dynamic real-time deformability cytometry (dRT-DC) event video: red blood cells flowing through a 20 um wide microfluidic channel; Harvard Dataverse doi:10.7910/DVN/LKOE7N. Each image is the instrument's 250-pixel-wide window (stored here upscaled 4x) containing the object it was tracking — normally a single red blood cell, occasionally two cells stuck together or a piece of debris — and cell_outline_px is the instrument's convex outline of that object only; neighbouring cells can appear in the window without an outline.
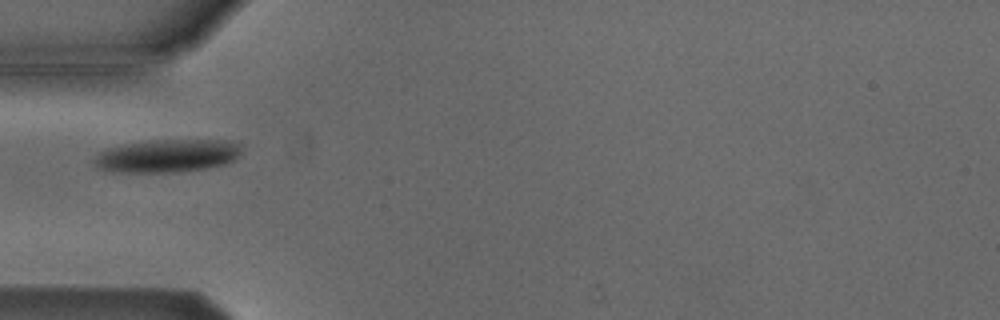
{"species": "Egyptian fruit bat (a non-hibernating species)", "species_latin": "Rousettus aegyptiacus", "temperature_condition": "cold", "stored_images_in_passage": 37, "camera_frame_rate_fps": 3000, "um_per_image_px": 0.085, "animal": {"sex": "male"}, "frame": {"image": 1, "passage_image": 1, "time_ms": 0.0, "image_size_px": [1000, 320], "cell_outline_px": [[240, 156], [224, 164], [208, 168], [180, 172], [104, 172], [96, 168], [92, 160], [104, 148], [152, 140], [232, 140], [240, 144]], "centroid_in_image_um": [14.18, 13.25], "position_along_channel_um": 70.8, "area_um2": 28.67}}
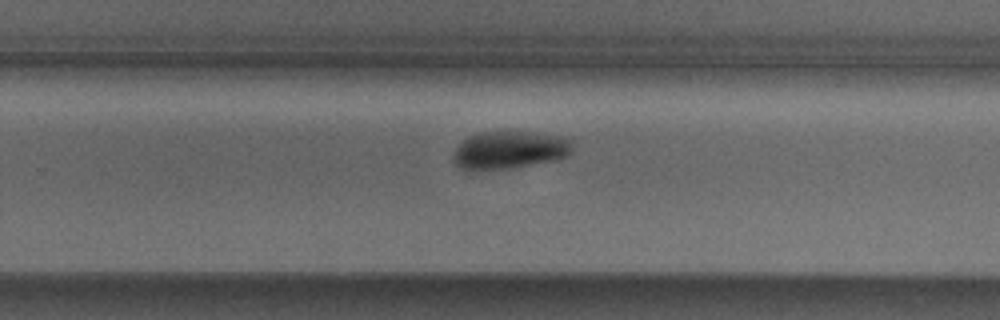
{"frame": {"image": 2, "passage_image": 18, "time_ms": 5.667, "image_size_px": [1000, 320], "cell_outline_px": [[572, 152], [568, 156], [560, 160], [512, 168], [460, 168], [452, 160], [452, 152], [468, 136], [480, 132], [508, 128], [568, 136], [572, 140]], "centroid_in_image_um": [43.41, 12.67], "position_along_channel_um": 286.4, "area_um2": 27.28}}
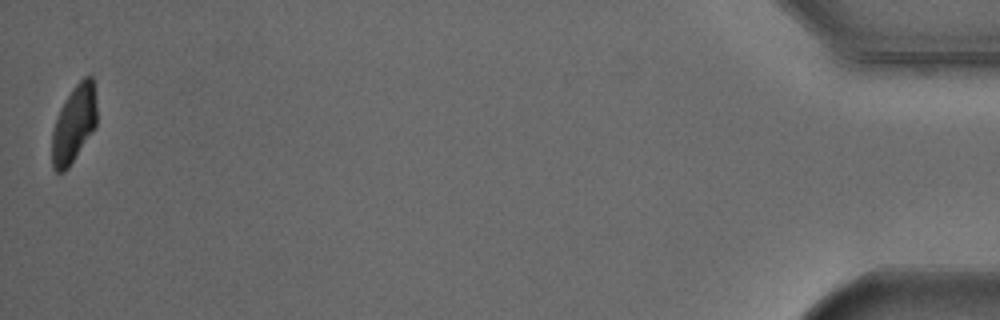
{"frame": {"image": 3, "passage_image": 37, "time_ms": 12.0, "image_size_px": [1000, 320], "cell_outline_px": [[96, 128], [68, 168], [64, 172], [56, 172], [52, 168], [52, 132], [60, 108], [64, 100], [72, 88], [84, 76], [92, 76], [96, 104]], "centroid_in_image_um": [6.28, 10.56], "position_along_channel_um": 428.9, "area_um2": 20.23}, "authors_computed_cell_mechanics": {"area_um2": 25.0852, "velocity_mm_per_s": 3.8117, "shape_relaxation_time_tau1_ms": 2.2166, "shape_relaxation_time_tau2_ms": null, "deformation_change_tau1": 0.1047, "deformation_change_tau2": null}}